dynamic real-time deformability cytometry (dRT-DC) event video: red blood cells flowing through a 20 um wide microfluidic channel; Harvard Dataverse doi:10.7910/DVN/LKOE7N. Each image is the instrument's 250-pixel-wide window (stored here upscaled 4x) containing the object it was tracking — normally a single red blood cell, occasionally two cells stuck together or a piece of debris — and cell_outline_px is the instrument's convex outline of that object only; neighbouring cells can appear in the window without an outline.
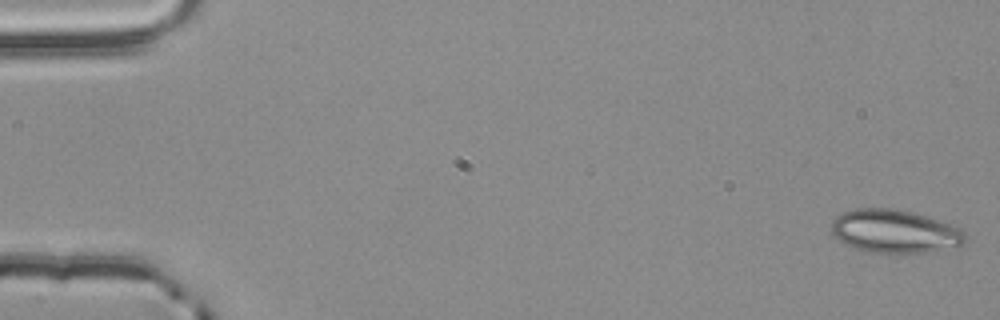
{"species": "common noctule bat (a hibernating species)", "species_latin": "Nyctalus noctula", "temperature_condition": "room temperature", "stored_images_in_passage": 54, "camera_frame_rate_fps": 3000, "um_per_image_px": 0.085, "animal": {"sex": "male", "body_mass_g": 20.4}, "frame": {"image": 1, "passage_image": 1, "time_ms": 0.0, "image_size_px": [1000, 320], "cell_outline_px": [[968, 240], [960, 248], [924, 252], [868, 252], [844, 244], [832, 232], [832, 220], [836, 216], [844, 212], [856, 208], [888, 208], [912, 212], [960, 228], [968, 236]], "centroid_in_image_um": [76.1, 19.67], "position_along_channel_um": 8.9, "area_um2": 33.64}}
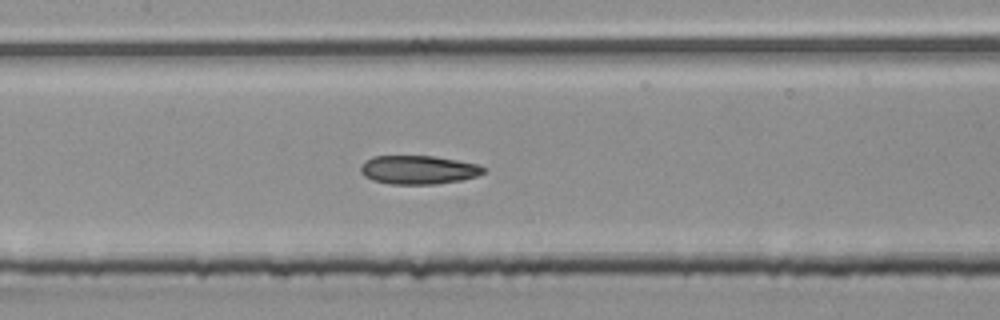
{"frame": {"image": 2, "passage_image": 26, "time_ms": 8.333, "image_size_px": [1000, 320], "cell_outline_px": [[488, 168], [484, 172], [476, 176], [460, 180], [436, 184], [388, 184], [372, 180], [364, 176], [360, 172], [360, 164], [364, 160], [372, 156], [432, 156], [480, 164]], "centroid_in_image_um": [35.54, 14.43], "position_along_channel_um": 171.9, "area_um2": 20.75}}
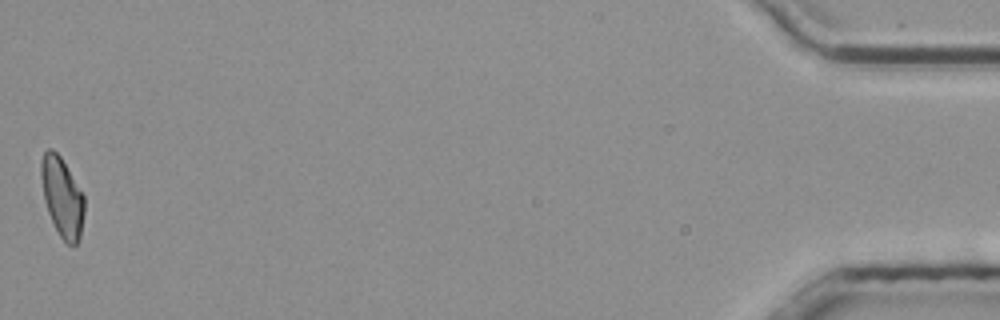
{"frame": {"image": 3, "passage_image": 54, "time_ms": 17.667, "image_size_px": [1000, 320], "cell_outline_px": [[84, 212], [80, 236], [76, 244], [68, 244], [60, 236], [48, 212], [44, 200], [40, 176], [40, 160], [44, 152], [48, 148], [52, 148], [60, 156], [84, 196]], "centroid_in_image_um": [5.26, 16.71], "position_along_channel_um": 429.9, "area_um2": 19.77}, "authors_computed_cell_mechanics": {"area_um2": 20.8947, "velocity_mm_per_s": 3.8596, "shape_relaxation_time_tau1_ms": null, "shape_relaxation_time_tau2_ms": 3.9813, "deformation_change_tau1": null, "deformation_change_tau2": 0.1187}}